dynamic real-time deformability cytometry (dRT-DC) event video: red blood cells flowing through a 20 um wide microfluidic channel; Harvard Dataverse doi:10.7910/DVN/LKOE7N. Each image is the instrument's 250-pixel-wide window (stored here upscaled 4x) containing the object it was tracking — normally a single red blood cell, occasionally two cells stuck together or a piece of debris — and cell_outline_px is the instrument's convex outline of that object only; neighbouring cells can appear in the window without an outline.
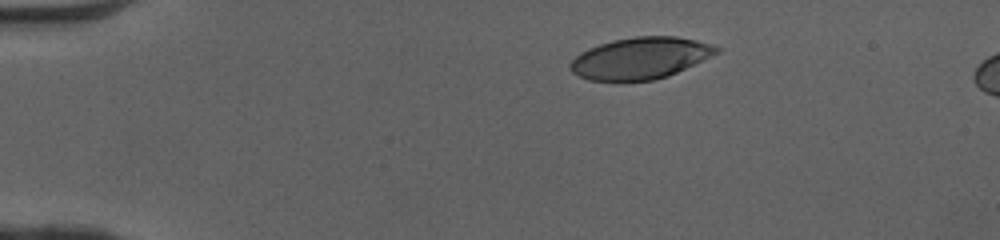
{"species": "human", "species_latin": "Homo sapiens", "temperature_condition": "cold", "stored_images_in_passage": 42, "camera_frame_rate_fps": 3000, "um_per_image_px": 0.085, "donor": {"sex": "female"}, "frame": {"image": 1, "passage_image": 1, "time_ms": 0.0, "image_size_px": [1000, 240], "cell_outline_px": [[720, 52], [668, 76], [652, 80], [588, 80], [572, 72], [568, 68], [568, 64], [580, 52], [588, 48], [612, 40], [636, 36], [676, 36], [696, 40], [720, 48]], "centroid_in_image_um": [54.4, 4.93], "position_along_channel_um": 30.6, "area_um2": 35.2}}
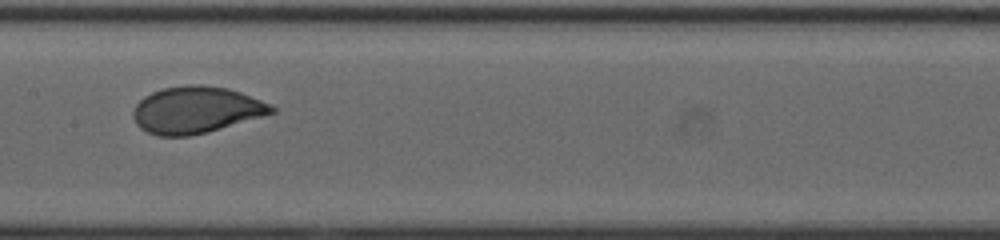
{"frame": {"image": 2, "passage_image": 18, "time_ms": 5.667, "image_size_px": [1000, 240], "cell_outline_px": [[276, 112], [204, 132], [188, 136], [160, 136], [148, 132], [140, 128], [136, 124], [132, 112], [136, 104], [144, 96], [152, 92], [164, 88], [188, 84], [200, 84], [228, 88], [240, 92], [272, 104], [276, 108]], "centroid_in_image_um": [16.65, 9.32], "position_along_channel_um": 190.8, "area_um2": 37.4}}
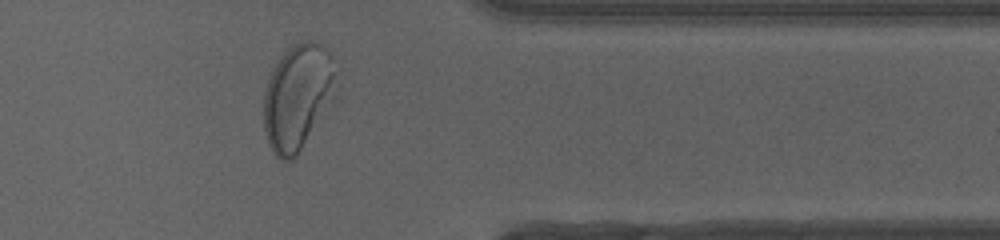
{"frame": {"image": 3, "passage_image": 33, "time_ms": 10.667, "image_size_px": [1000, 240], "cell_outline_px": [[332, 100], [296, 156], [292, 160], [280, 160], [272, 152], [268, 144], [264, 132], [264, 92], [268, 80], [276, 64], [284, 52], [292, 44], [300, 40], [312, 40], [320, 44], [332, 56]], "centroid_in_image_um": [25.23, 8.25], "position_along_channel_um": 386.2, "area_um2": 43.58}, "authors_computed_cell_mechanics": {"area_um2": 37.3966, "velocity_mm_per_s": 4.0905, "shape_relaxation_time_tau1_ms": 3.3344, "shape_relaxation_time_tau2_ms": null, "deformation_change_tau1": 0.1744, "deformation_change_tau2": null}}